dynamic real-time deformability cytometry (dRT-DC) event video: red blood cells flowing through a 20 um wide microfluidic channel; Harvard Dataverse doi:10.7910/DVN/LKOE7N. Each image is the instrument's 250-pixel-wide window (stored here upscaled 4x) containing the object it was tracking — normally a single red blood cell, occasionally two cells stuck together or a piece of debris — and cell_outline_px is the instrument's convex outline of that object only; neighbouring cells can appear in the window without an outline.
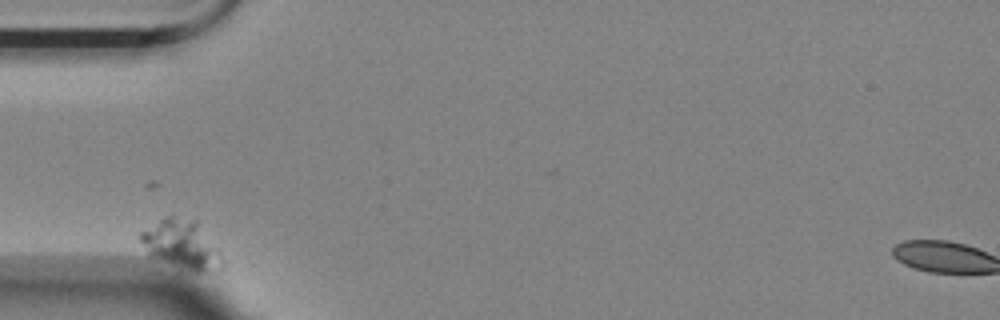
{"species": "Egyptian fruit bat (a non-hibernating species)", "species_latin": "Rousettus aegyptiacus", "temperature_condition": "room temperature", "stored_images_in_passage": 4, "camera_frame_rate_fps": 3000, "um_per_image_px": 0.085, "animal": {"sex": "female"}, "frame": {"image": 1, "passage_image": 1, "time_ms": 0.0, "image_size_px": [1000, 320], "cell_outline_px": [[224, 268], [212, 272], [192, 272], [180, 268], [148, 256], [140, 240], [140, 232], [160, 220], [168, 216], [172, 216], [196, 220], [220, 252], [224, 260]], "centroid_in_image_um": [15.46, 20.84], "position_along_channel_um": 69.5, "area_um2": 23.41}}
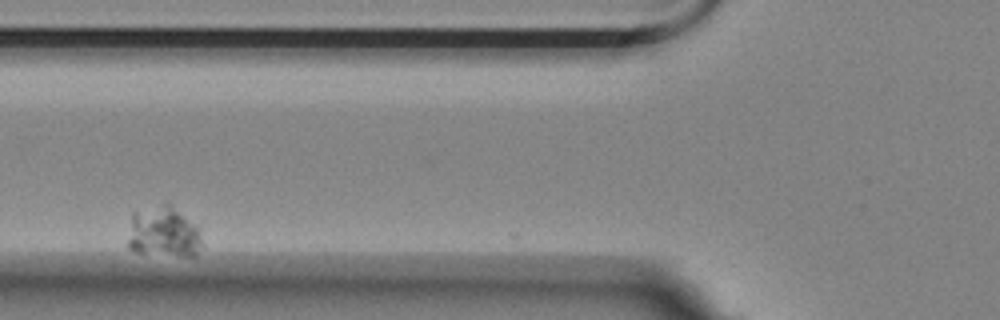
{"frame": {"image": 2, "passage_image": 3, "time_ms": 2.333, "image_size_px": [1000, 320], "cell_outline_px": [[200, 244], [196, 256], [184, 256], [136, 252], [128, 248], [128, 240], [132, 212], [164, 204], [168, 204], [192, 224], [196, 228], [200, 236]], "centroid_in_image_um": [13.83, 19.77], "position_along_channel_um": 112.0, "area_um2": 21.1}}